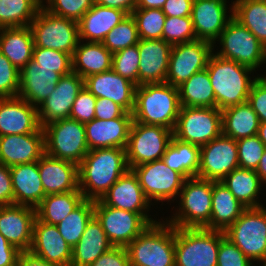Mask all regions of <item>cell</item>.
Segmentation results:
<instances>
[{
	"mask_svg": "<svg viewBox=\"0 0 266 266\" xmlns=\"http://www.w3.org/2000/svg\"><path fill=\"white\" fill-rule=\"evenodd\" d=\"M128 170L125 148L89 150L78 165L79 190L84 199L99 200Z\"/></svg>",
	"mask_w": 266,
	"mask_h": 266,
	"instance_id": "cell-1",
	"label": "cell"
},
{
	"mask_svg": "<svg viewBox=\"0 0 266 266\" xmlns=\"http://www.w3.org/2000/svg\"><path fill=\"white\" fill-rule=\"evenodd\" d=\"M206 68L215 94V107L220 110L247 102L250 89L260 75L247 66L216 55L214 51Z\"/></svg>",
	"mask_w": 266,
	"mask_h": 266,
	"instance_id": "cell-2",
	"label": "cell"
},
{
	"mask_svg": "<svg viewBox=\"0 0 266 266\" xmlns=\"http://www.w3.org/2000/svg\"><path fill=\"white\" fill-rule=\"evenodd\" d=\"M180 107L178 87L166 82L138 85L133 121L174 130Z\"/></svg>",
	"mask_w": 266,
	"mask_h": 266,
	"instance_id": "cell-3",
	"label": "cell"
},
{
	"mask_svg": "<svg viewBox=\"0 0 266 266\" xmlns=\"http://www.w3.org/2000/svg\"><path fill=\"white\" fill-rule=\"evenodd\" d=\"M160 218L125 247L130 266H175V227Z\"/></svg>",
	"mask_w": 266,
	"mask_h": 266,
	"instance_id": "cell-4",
	"label": "cell"
},
{
	"mask_svg": "<svg viewBox=\"0 0 266 266\" xmlns=\"http://www.w3.org/2000/svg\"><path fill=\"white\" fill-rule=\"evenodd\" d=\"M213 181L198 177L185 179L175 212L164 218L179 228H204L209 222L212 210ZM171 217V218H170Z\"/></svg>",
	"mask_w": 266,
	"mask_h": 266,
	"instance_id": "cell-5",
	"label": "cell"
},
{
	"mask_svg": "<svg viewBox=\"0 0 266 266\" xmlns=\"http://www.w3.org/2000/svg\"><path fill=\"white\" fill-rule=\"evenodd\" d=\"M224 232L175 227V266H217Z\"/></svg>",
	"mask_w": 266,
	"mask_h": 266,
	"instance_id": "cell-6",
	"label": "cell"
},
{
	"mask_svg": "<svg viewBox=\"0 0 266 266\" xmlns=\"http://www.w3.org/2000/svg\"><path fill=\"white\" fill-rule=\"evenodd\" d=\"M216 43L221 47L216 49L217 52L213 50L216 55L236 61L255 72L266 64V48L234 17L228 21Z\"/></svg>",
	"mask_w": 266,
	"mask_h": 266,
	"instance_id": "cell-7",
	"label": "cell"
},
{
	"mask_svg": "<svg viewBox=\"0 0 266 266\" xmlns=\"http://www.w3.org/2000/svg\"><path fill=\"white\" fill-rule=\"evenodd\" d=\"M45 154L50 157L73 162L77 165L89 152L85 125L66 118L42 126Z\"/></svg>",
	"mask_w": 266,
	"mask_h": 266,
	"instance_id": "cell-8",
	"label": "cell"
},
{
	"mask_svg": "<svg viewBox=\"0 0 266 266\" xmlns=\"http://www.w3.org/2000/svg\"><path fill=\"white\" fill-rule=\"evenodd\" d=\"M224 234L254 264L266 261V207L246 208Z\"/></svg>",
	"mask_w": 266,
	"mask_h": 266,
	"instance_id": "cell-9",
	"label": "cell"
},
{
	"mask_svg": "<svg viewBox=\"0 0 266 266\" xmlns=\"http://www.w3.org/2000/svg\"><path fill=\"white\" fill-rule=\"evenodd\" d=\"M34 47L54 49L74 53L79 42L78 22L59 17L40 7L29 25Z\"/></svg>",
	"mask_w": 266,
	"mask_h": 266,
	"instance_id": "cell-10",
	"label": "cell"
},
{
	"mask_svg": "<svg viewBox=\"0 0 266 266\" xmlns=\"http://www.w3.org/2000/svg\"><path fill=\"white\" fill-rule=\"evenodd\" d=\"M221 134L222 113L217 107H180L175 138L201 147Z\"/></svg>",
	"mask_w": 266,
	"mask_h": 266,
	"instance_id": "cell-11",
	"label": "cell"
},
{
	"mask_svg": "<svg viewBox=\"0 0 266 266\" xmlns=\"http://www.w3.org/2000/svg\"><path fill=\"white\" fill-rule=\"evenodd\" d=\"M132 170L138 177L145 197L153 206L160 203L164 205L165 201L171 205L177 201L185 178L166 166L162 159L135 166Z\"/></svg>",
	"mask_w": 266,
	"mask_h": 266,
	"instance_id": "cell-12",
	"label": "cell"
},
{
	"mask_svg": "<svg viewBox=\"0 0 266 266\" xmlns=\"http://www.w3.org/2000/svg\"><path fill=\"white\" fill-rule=\"evenodd\" d=\"M173 130L132 121L126 147L129 169L160 160L170 144Z\"/></svg>",
	"mask_w": 266,
	"mask_h": 266,
	"instance_id": "cell-13",
	"label": "cell"
},
{
	"mask_svg": "<svg viewBox=\"0 0 266 266\" xmlns=\"http://www.w3.org/2000/svg\"><path fill=\"white\" fill-rule=\"evenodd\" d=\"M94 216L113 246L126 247L151 224L140 214L94 200Z\"/></svg>",
	"mask_w": 266,
	"mask_h": 266,
	"instance_id": "cell-14",
	"label": "cell"
},
{
	"mask_svg": "<svg viewBox=\"0 0 266 266\" xmlns=\"http://www.w3.org/2000/svg\"><path fill=\"white\" fill-rule=\"evenodd\" d=\"M213 45L203 40L172 45L165 82L180 86L193 74L206 68Z\"/></svg>",
	"mask_w": 266,
	"mask_h": 266,
	"instance_id": "cell-15",
	"label": "cell"
},
{
	"mask_svg": "<svg viewBox=\"0 0 266 266\" xmlns=\"http://www.w3.org/2000/svg\"><path fill=\"white\" fill-rule=\"evenodd\" d=\"M239 167L236 140L221 134L200 147L198 178L221 181Z\"/></svg>",
	"mask_w": 266,
	"mask_h": 266,
	"instance_id": "cell-16",
	"label": "cell"
},
{
	"mask_svg": "<svg viewBox=\"0 0 266 266\" xmlns=\"http://www.w3.org/2000/svg\"><path fill=\"white\" fill-rule=\"evenodd\" d=\"M227 3L223 0L193 1L191 18L196 39L211 43L213 50L221 32L233 17V6L229 7Z\"/></svg>",
	"mask_w": 266,
	"mask_h": 266,
	"instance_id": "cell-17",
	"label": "cell"
},
{
	"mask_svg": "<svg viewBox=\"0 0 266 266\" xmlns=\"http://www.w3.org/2000/svg\"><path fill=\"white\" fill-rule=\"evenodd\" d=\"M100 200L107 206L140 213L150 224L158 222L157 217L154 220L153 215H149L153 205L145 197L132 169L123 174Z\"/></svg>",
	"mask_w": 266,
	"mask_h": 266,
	"instance_id": "cell-18",
	"label": "cell"
},
{
	"mask_svg": "<svg viewBox=\"0 0 266 266\" xmlns=\"http://www.w3.org/2000/svg\"><path fill=\"white\" fill-rule=\"evenodd\" d=\"M83 88L84 79L77 73L61 76L54 91L37 107L40 126L70 118L73 102Z\"/></svg>",
	"mask_w": 266,
	"mask_h": 266,
	"instance_id": "cell-19",
	"label": "cell"
},
{
	"mask_svg": "<svg viewBox=\"0 0 266 266\" xmlns=\"http://www.w3.org/2000/svg\"><path fill=\"white\" fill-rule=\"evenodd\" d=\"M35 218V208L18 204L0 206V233L19 251H29Z\"/></svg>",
	"mask_w": 266,
	"mask_h": 266,
	"instance_id": "cell-20",
	"label": "cell"
},
{
	"mask_svg": "<svg viewBox=\"0 0 266 266\" xmlns=\"http://www.w3.org/2000/svg\"><path fill=\"white\" fill-rule=\"evenodd\" d=\"M137 85L114 70L93 74L84 78V88L96 98H107L132 113Z\"/></svg>",
	"mask_w": 266,
	"mask_h": 266,
	"instance_id": "cell-21",
	"label": "cell"
},
{
	"mask_svg": "<svg viewBox=\"0 0 266 266\" xmlns=\"http://www.w3.org/2000/svg\"><path fill=\"white\" fill-rule=\"evenodd\" d=\"M40 127L37 107L19 96L0 98V137L35 133Z\"/></svg>",
	"mask_w": 266,
	"mask_h": 266,
	"instance_id": "cell-22",
	"label": "cell"
},
{
	"mask_svg": "<svg viewBox=\"0 0 266 266\" xmlns=\"http://www.w3.org/2000/svg\"><path fill=\"white\" fill-rule=\"evenodd\" d=\"M138 85L165 83L172 45L163 39H140Z\"/></svg>",
	"mask_w": 266,
	"mask_h": 266,
	"instance_id": "cell-23",
	"label": "cell"
},
{
	"mask_svg": "<svg viewBox=\"0 0 266 266\" xmlns=\"http://www.w3.org/2000/svg\"><path fill=\"white\" fill-rule=\"evenodd\" d=\"M44 154L42 127L35 133L0 137V163L5 166L37 162Z\"/></svg>",
	"mask_w": 266,
	"mask_h": 266,
	"instance_id": "cell-24",
	"label": "cell"
},
{
	"mask_svg": "<svg viewBox=\"0 0 266 266\" xmlns=\"http://www.w3.org/2000/svg\"><path fill=\"white\" fill-rule=\"evenodd\" d=\"M132 121V113L125 112L119 118L111 120L94 118L85 123L86 142L89 150L111 147L126 149Z\"/></svg>",
	"mask_w": 266,
	"mask_h": 266,
	"instance_id": "cell-25",
	"label": "cell"
},
{
	"mask_svg": "<svg viewBox=\"0 0 266 266\" xmlns=\"http://www.w3.org/2000/svg\"><path fill=\"white\" fill-rule=\"evenodd\" d=\"M29 251L48 262L61 266H70L72 259V248L62 238L57 226L37 218L33 224L32 244Z\"/></svg>",
	"mask_w": 266,
	"mask_h": 266,
	"instance_id": "cell-26",
	"label": "cell"
},
{
	"mask_svg": "<svg viewBox=\"0 0 266 266\" xmlns=\"http://www.w3.org/2000/svg\"><path fill=\"white\" fill-rule=\"evenodd\" d=\"M38 168L45 195L80 191L77 164L44 154Z\"/></svg>",
	"mask_w": 266,
	"mask_h": 266,
	"instance_id": "cell-27",
	"label": "cell"
},
{
	"mask_svg": "<svg viewBox=\"0 0 266 266\" xmlns=\"http://www.w3.org/2000/svg\"><path fill=\"white\" fill-rule=\"evenodd\" d=\"M61 75L52 69L40 68L33 60L20 70L19 97L38 107L54 91Z\"/></svg>",
	"mask_w": 266,
	"mask_h": 266,
	"instance_id": "cell-28",
	"label": "cell"
},
{
	"mask_svg": "<svg viewBox=\"0 0 266 266\" xmlns=\"http://www.w3.org/2000/svg\"><path fill=\"white\" fill-rule=\"evenodd\" d=\"M128 14L96 3L78 21L79 40L102 43L106 35Z\"/></svg>",
	"mask_w": 266,
	"mask_h": 266,
	"instance_id": "cell-29",
	"label": "cell"
},
{
	"mask_svg": "<svg viewBox=\"0 0 266 266\" xmlns=\"http://www.w3.org/2000/svg\"><path fill=\"white\" fill-rule=\"evenodd\" d=\"M14 204L36 208L46 196L38 168V161L10 167Z\"/></svg>",
	"mask_w": 266,
	"mask_h": 266,
	"instance_id": "cell-30",
	"label": "cell"
},
{
	"mask_svg": "<svg viewBox=\"0 0 266 266\" xmlns=\"http://www.w3.org/2000/svg\"><path fill=\"white\" fill-rule=\"evenodd\" d=\"M112 247L113 244L101 223L93 216L87 223L82 237L72 248L70 266H89Z\"/></svg>",
	"mask_w": 266,
	"mask_h": 266,
	"instance_id": "cell-31",
	"label": "cell"
},
{
	"mask_svg": "<svg viewBox=\"0 0 266 266\" xmlns=\"http://www.w3.org/2000/svg\"><path fill=\"white\" fill-rule=\"evenodd\" d=\"M245 209L221 181H213L211 217L204 228L225 232Z\"/></svg>",
	"mask_w": 266,
	"mask_h": 266,
	"instance_id": "cell-32",
	"label": "cell"
},
{
	"mask_svg": "<svg viewBox=\"0 0 266 266\" xmlns=\"http://www.w3.org/2000/svg\"><path fill=\"white\" fill-rule=\"evenodd\" d=\"M112 53L103 43L79 40L72 55V71L83 79L112 69Z\"/></svg>",
	"mask_w": 266,
	"mask_h": 266,
	"instance_id": "cell-33",
	"label": "cell"
},
{
	"mask_svg": "<svg viewBox=\"0 0 266 266\" xmlns=\"http://www.w3.org/2000/svg\"><path fill=\"white\" fill-rule=\"evenodd\" d=\"M34 46L29 26L0 28V52L19 71L32 60Z\"/></svg>",
	"mask_w": 266,
	"mask_h": 266,
	"instance_id": "cell-34",
	"label": "cell"
},
{
	"mask_svg": "<svg viewBox=\"0 0 266 266\" xmlns=\"http://www.w3.org/2000/svg\"><path fill=\"white\" fill-rule=\"evenodd\" d=\"M221 182L230 190L235 198L246 208L264 206L260 201V194L265 185L255 170L236 168L226 175Z\"/></svg>",
	"mask_w": 266,
	"mask_h": 266,
	"instance_id": "cell-35",
	"label": "cell"
},
{
	"mask_svg": "<svg viewBox=\"0 0 266 266\" xmlns=\"http://www.w3.org/2000/svg\"><path fill=\"white\" fill-rule=\"evenodd\" d=\"M222 134L234 140L257 135L260 121L248 102L221 110Z\"/></svg>",
	"mask_w": 266,
	"mask_h": 266,
	"instance_id": "cell-36",
	"label": "cell"
},
{
	"mask_svg": "<svg viewBox=\"0 0 266 266\" xmlns=\"http://www.w3.org/2000/svg\"><path fill=\"white\" fill-rule=\"evenodd\" d=\"M161 159L166 166L180 173L185 179L197 177L200 167V146L172 136Z\"/></svg>",
	"mask_w": 266,
	"mask_h": 266,
	"instance_id": "cell-37",
	"label": "cell"
},
{
	"mask_svg": "<svg viewBox=\"0 0 266 266\" xmlns=\"http://www.w3.org/2000/svg\"><path fill=\"white\" fill-rule=\"evenodd\" d=\"M84 200L80 191L46 195L35 208L36 218L48 224L58 225Z\"/></svg>",
	"mask_w": 266,
	"mask_h": 266,
	"instance_id": "cell-38",
	"label": "cell"
},
{
	"mask_svg": "<svg viewBox=\"0 0 266 266\" xmlns=\"http://www.w3.org/2000/svg\"><path fill=\"white\" fill-rule=\"evenodd\" d=\"M179 102L186 107H215V94L207 68L196 72L178 86Z\"/></svg>",
	"mask_w": 266,
	"mask_h": 266,
	"instance_id": "cell-39",
	"label": "cell"
},
{
	"mask_svg": "<svg viewBox=\"0 0 266 266\" xmlns=\"http://www.w3.org/2000/svg\"><path fill=\"white\" fill-rule=\"evenodd\" d=\"M233 17L266 48V0H232Z\"/></svg>",
	"mask_w": 266,
	"mask_h": 266,
	"instance_id": "cell-40",
	"label": "cell"
},
{
	"mask_svg": "<svg viewBox=\"0 0 266 266\" xmlns=\"http://www.w3.org/2000/svg\"><path fill=\"white\" fill-rule=\"evenodd\" d=\"M42 5L43 0H0V28L29 26Z\"/></svg>",
	"mask_w": 266,
	"mask_h": 266,
	"instance_id": "cell-41",
	"label": "cell"
},
{
	"mask_svg": "<svg viewBox=\"0 0 266 266\" xmlns=\"http://www.w3.org/2000/svg\"><path fill=\"white\" fill-rule=\"evenodd\" d=\"M94 216V200L85 199L57 226L59 233L67 244L73 248L84 233L87 223Z\"/></svg>",
	"mask_w": 266,
	"mask_h": 266,
	"instance_id": "cell-42",
	"label": "cell"
},
{
	"mask_svg": "<svg viewBox=\"0 0 266 266\" xmlns=\"http://www.w3.org/2000/svg\"><path fill=\"white\" fill-rule=\"evenodd\" d=\"M139 40L136 21L129 14L106 35L102 43L113 54L138 44Z\"/></svg>",
	"mask_w": 266,
	"mask_h": 266,
	"instance_id": "cell-43",
	"label": "cell"
},
{
	"mask_svg": "<svg viewBox=\"0 0 266 266\" xmlns=\"http://www.w3.org/2000/svg\"><path fill=\"white\" fill-rule=\"evenodd\" d=\"M131 15L136 21L139 39H162L166 20L162 9H135Z\"/></svg>",
	"mask_w": 266,
	"mask_h": 266,
	"instance_id": "cell-44",
	"label": "cell"
},
{
	"mask_svg": "<svg viewBox=\"0 0 266 266\" xmlns=\"http://www.w3.org/2000/svg\"><path fill=\"white\" fill-rule=\"evenodd\" d=\"M32 60L40 68L52 69L61 76L72 72V56L59 50L34 47Z\"/></svg>",
	"mask_w": 266,
	"mask_h": 266,
	"instance_id": "cell-45",
	"label": "cell"
},
{
	"mask_svg": "<svg viewBox=\"0 0 266 266\" xmlns=\"http://www.w3.org/2000/svg\"><path fill=\"white\" fill-rule=\"evenodd\" d=\"M162 39L171 45L197 40L192 18L166 17Z\"/></svg>",
	"mask_w": 266,
	"mask_h": 266,
	"instance_id": "cell-46",
	"label": "cell"
},
{
	"mask_svg": "<svg viewBox=\"0 0 266 266\" xmlns=\"http://www.w3.org/2000/svg\"><path fill=\"white\" fill-rule=\"evenodd\" d=\"M139 63L138 44L117 51L112 55V70L137 86Z\"/></svg>",
	"mask_w": 266,
	"mask_h": 266,
	"instance_id": "cell-47",
	"label": "cell"
},
{
	"mask_svg": "<svg viewBox=\"0 0 266 266\" xmlns=\"http://www.w3.org/2000/svg\"><path fill=\"white\" fill-rule=\"evenodd\" d=\"M94 3L95 0H43L42 7L53 15L78 22Z\"/></svg>",
	"mask_w": 266,
	"mask_h": 266,
	"instance_id": "cell-48",
	"label": "cell"
},
{
	"mask_svg": "<svg viewBox=\"0 0 266 266\" xmlns=\"http://www.w3.org/2000/svg\"><path fill=\"white\" fill-rule=\"evenodd\" d=\"M238 148V163L240 168L255 170L266 149L265 144L255 135L236 141Z\"/></svg>",
	"mask_w": 266,
	"mask_h": 266,
	"instance_id": "cell-49",
	"label": "cell"
},
{
	"mask_svg": "<svg viewBox=\"0 0 266 266\" xmlns=\"http://www.w3.org/2000/svg\"><path fill=\"white\" fill-rule=\"evenodd\" d=\"M20 71L0 52V98L19 92Z\"/></svg>",
	"mask_w": 266,
	"mask_h": 266,
	"instance_id": "cell-50",
	"label": "cell"
},
{
	"mask_svg": "<svg viewBox=\"0 0 266 266\" xmlns=\"http://www.w3.org/2000/svg\"><path fill=\"white\" fill-rule=\"evenodd\" d=\"M96 99L91 92L83 88L73 102L70 118L83 124L92 121L95 118Z\"/></svg>",
	"mask_w": 266,
	"mask_h": 266,
	"instance_id": "cell-51",
	"label": "cell"
},
{
	"mask_svg": "<svg viewBox=\"0 0 266 266\" xmlns=\"http://www.w3.org/2000/svg\"><path fill=\"white\" fill-rule=\"evenodd\" d=\"M217 266H257L229 239L220 241Z\"/></svg>",
	"mask_w": 266,
	"mask_h": 266,
	"instance_id": "cell-52",
	"label": "cell"
},
{
	"mask_svg": "<svg viewBox=\"0 0 266 266\" xmlns=\"http://www.w3.org/2000/svg\"><path fill=\"white\" fill-rule=\"evenodd\" d=\"M247 102L258 115L260 123L266 122V77L259 75L254 81Z\"/></svg>",
	"mask_w": 266,
	"mask_h": 266,
	"instance_id": "cell-53",
	"label": "cell"
},
{
	"mask_svg": "<svg viewBox=\"0 0 266 266\" xmlns=\"http://www.w3.org/2000/svg\"><path fill=\"white\" fill-rule=\"evenodd\" d=\"M89 266H130L125 247L113 246Z\"/></svg>",
	"mask_w": 266,
	"mask_h": 266,
	"instance_id": "cell-54",
	"label": "cell"
},
{
	"mask_svg": "<svg viewBox=\"0 0 266 266\" xmlns=\"http://www.w3.org/2000/svg\"><path fill=\"white\" fill-rule=\"evenodd\" d=\"M126 111L107 98H97L95 103V118L100 120H111L121 117Z\"/></svg>",
	"mask_w": 266,
	"mask_h": 266,
	"instance_id": "cell-55",
	"label": "cell"
},
{
	"mask_svg": "<svg viewBox=\"0 0 266 266\" xmlns=\"http://www.w3.org/2000/svg\"><path fill=\"white\" fill-rule=\"evenodd\" d=\"M14 204L10 167L0 163V206Z\"/></svg>",
	"mask_w": 266,
	"mask_h": 266,
	"instance_id": "cell-56",
	"label": "cell"
},
{
	"mask_svg": "<svg viewBox=\"0 0 266 266\" xmlns=\"http://www.w3.org/2000/svg\"><path fill=\"white\" fill-rule=\"evenodd\" d=\"M194 0H166L162 7L166 17H191Z\"/></svg>",
	"mask_w": 266,
	"mask_h": 266,
	"instance_id": "cell-57",
	"label": "cell"
},
{
	"mask_svg": "<svg viewBox=\"0 0 266 266\" xmlns=\"http://www.w3.org/2000/svg\"><path fill=\"white\" fill-rule=\"evenodd\" d=\"M20 252L0 233V266H17Z\"/></svg>",
	"mask_w": 266,
	"mask_h": 266,
	"instance_id": "cell-58",
	"label": "cell"
},
{
	"mask_svg": "<svg viewBox=\"0 0 266 266\" xmlns=\"http://www.w3.org/2000/svg\"><path fill=\"white\" fill-rule=\"evenodd\" d=\"M17 266H61L56 263L48 262L30 251L19 253Z\"/></svg>",
	"mask_w": 266,
	"mask_h": 266,
	"instance_id": "cell-59",
	"label": "cell"
},
{
	"mask_svg": "<svg viewBox=\"0 0 266 266\" xmlns=\"http://www.w3.org/2000/svg\"><path fill=\"white\" fill-rule=\"evenodd\" d=\"M95 3L109 8H117L128 15L136 9L137 0H95Z\"/></svg>",
	"mask_w": 266,
	"mask_h": 266,
	"instance_id": "cell-60",
	"label": "cell"
},
{
	"mask_svg": "<svg viewBox=\"0 0 266 266\" xmlns=\"http://www.w3.org/2000/svg\"><path fill=\"white\" fill-rule=\"evenodd\" d=\"M166 0H137L136 9H162Z\"/></svg>",
	"mask_w": 266,
	"mask_h": 266,
	"instance_id": "cell-61",
	"label": "cell"
},
{
	"mask_svg": "<svg viewBox=\"0 0 266 266\" xmlns=\"http://www.w3.org/2000/svg\"><path fill=\"white\" fill-rule=\"evenodd\" d=\"M256 173L262 183L266 186V149L264 150L263 156L258 163Z\"/></svg>",
	"mask_w": 266,
	"mask_h": 266,
	"instance_id": "cell-62",
	"label": "cell"
},
{
	"mask_svg": "<svg viewBox=\"0 0 266 266\" xmlns=\"http://www.w3.org/2000/svg\"><path fill=\"white\" fill-rule=\"evenodd\" d=\"M257 136L260 138V140L265 144L266 146V122L259 124V129Z\"/></svg>",
	"mask_w": 266,
	"mask_h": 266,
	"instance_id": "cell-63",
	"label": "cell"
}]
</instances>
